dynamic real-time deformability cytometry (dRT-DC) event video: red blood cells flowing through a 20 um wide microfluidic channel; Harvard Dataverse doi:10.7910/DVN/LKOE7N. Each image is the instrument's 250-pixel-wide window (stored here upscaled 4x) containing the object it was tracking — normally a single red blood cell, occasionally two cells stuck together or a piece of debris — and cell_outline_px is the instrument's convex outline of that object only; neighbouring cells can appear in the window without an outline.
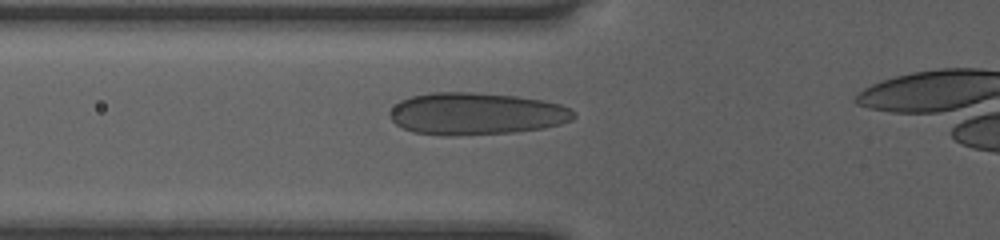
{"species": "human", "species_latin": "Homo sapiens", "temperature_condition": "room temperature", "stored_images_in_passage": 38, "camera_frame_rate_fps": 3000, "um_per_image_px": 0.085, "donor": {"sex": "female"}, "frame": {"image": 1, "passage_image": 12, "time_ms": 3.667, "image_size_px": [1000, 240], "cell_outline_px": [[576, 116], [572, 120], [560, 124], [544, 128], [512, 132], [456, 136], [440, 136], [412, 132], [396, 124], [388, 116], [388, 112], [400, 100], [412, 96], [432, 92], [472, 92], [516, 96], [544, 100], [560, 104], [572, 108], [576, 112]], "centroid_in_image_um": [40.48, 9.67], "position_along_channel_um": 85.3, "area_um2": 45.66}}
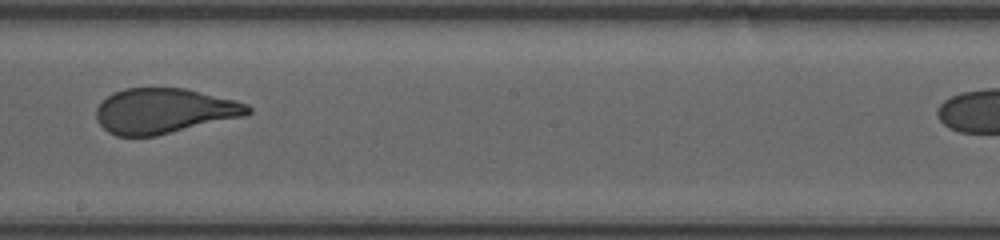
{"frame": {"image": 2, "passage_image": 23, "time_ms": 7.333, "image_size_px": [1000, 240], "cell_outline_px": [[252, 112], [248, 116], [156, 136], [116, 136], [108, 132], [96, 120], [96, 108], [112, 92], [124, 88], [184, 88], [236, 100], [248, 104], [252, 108]], "centroid_in_image_um": [13.99, 9.43], "position_along_channel_um": 234.2, "area_um2": 40.29}}
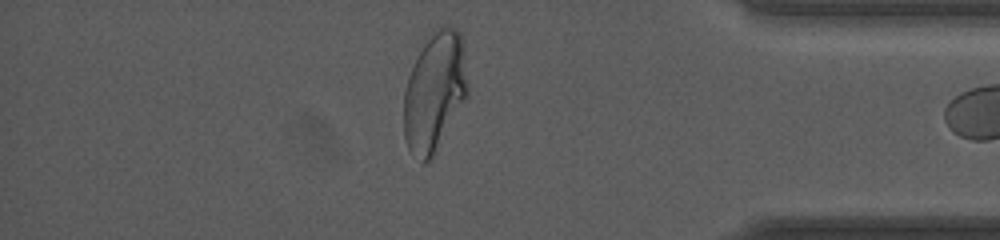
{"frame": {"image": 3, "passage_image": 37, "time_ms": 12.0, "image_size_px": [1000, 240], "cell_outline_px": [[468, 96], [436, 152], [424, 164], [412, 156], [408, 148], [404, 136], [404, 92], [408, 76], [424, 44], [440, 24], [456, 28], [460, 32], [464, 44], [468, 88]], "centroid_in_image_um": [36.96, 7.83], "position_along_channel_um": 398.2, "area_um2": 44.56}}